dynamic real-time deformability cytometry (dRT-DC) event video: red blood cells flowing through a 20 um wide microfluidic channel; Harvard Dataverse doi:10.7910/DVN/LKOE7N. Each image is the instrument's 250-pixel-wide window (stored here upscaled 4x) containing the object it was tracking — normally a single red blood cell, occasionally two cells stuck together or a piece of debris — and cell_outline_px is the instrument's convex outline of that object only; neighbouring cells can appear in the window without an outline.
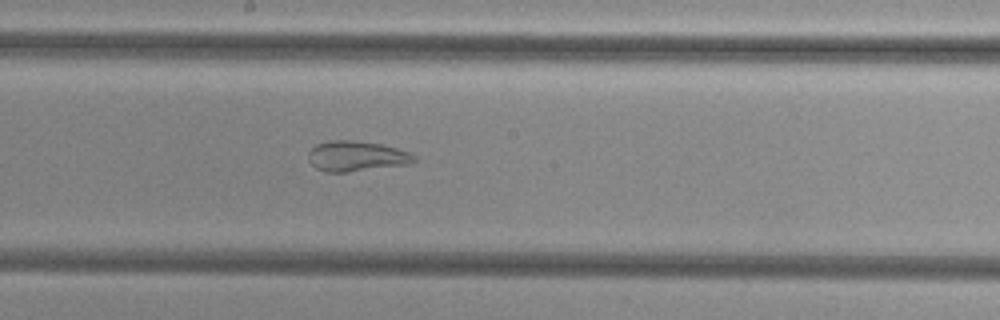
{"species": "common noctule bat (a hibernating species)", "species_latin": "Nyctalus noctula", "temperature_condition": "cold", "stored_images_in_passage": 36, "camera_frame_rate_fps": 3000, "um_per_image_px": 0.085, "animal": {"sex": "female", "body_mass_g": 29.2, "forearm_length_mm": 56.3}, "frame": {"image": 1, "passage_image": 12, "time_ms": 3.667, "image_size_px": [1000, 320], "cell_outline_px": [[416, 160], [412, 164], [348, 172], [324, 172], [316, 168], [308, 160], [308, 152], [316, 144], [328, 140], [352, 140], [380, 144], [412, 152], [416, 156]], "centroid_in_image_um": [30.32, 13.28], "position_along_channel_um": 217.9, "area_um2": 18.96}}
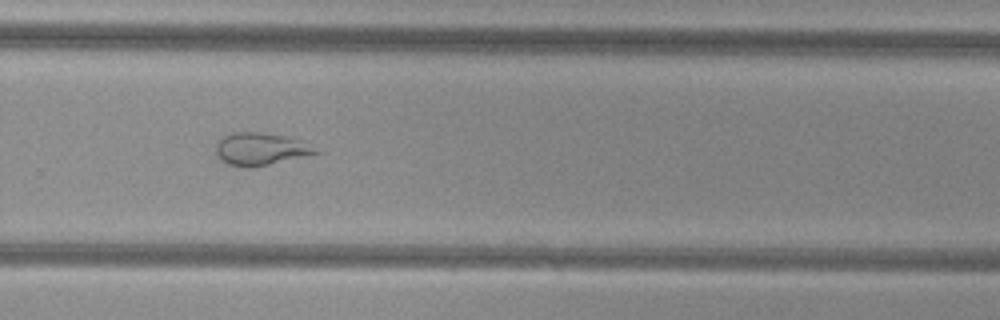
{"frame": {"image": 2, "passage_image": 19, "time_ms": 6.0, "image_size_px": [1000, 320], "cell_outline_px": [[320, 152], [268, 164], [244, 168], [228, 164], [220, 160], [216, 156], [216, 144], [224, 136], [232, 132], [260, 132], [284, 136], [304, 140]], "centroid_in_image_um": [22.1, 12.65], "position_along_channel_um": 307.7, "area_um2": 18.67}}
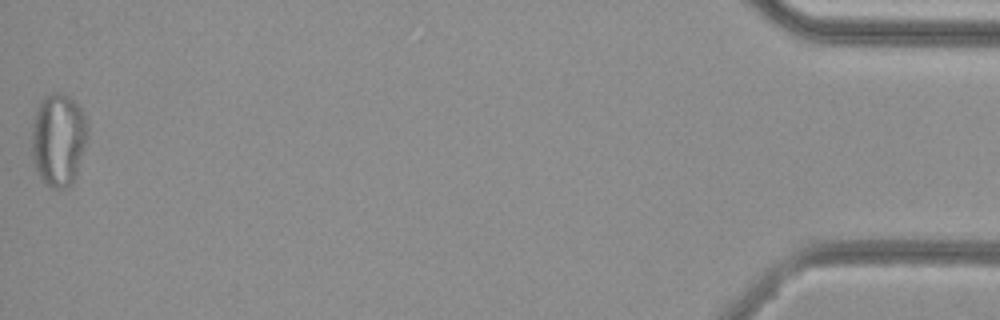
{"frame": {"image": 3, "passage_image": 36, "time_ms": 11.667, "image_size_px": [1000, 320], "cell_outline_px": [[88, 136], [72, 184], [68, 188], [52, 188], [44, 184], [40, 180], [32, 156], [32, 124], [36, 108], [40, 100], [44, 96], [52, 92], [60, 92], [68, 96], [80, 108], [88, 120]], "centroid_in_image_um": [4.95, 11.85], "position_along_channel_um": 430.2, "area_um2": 30.52}}